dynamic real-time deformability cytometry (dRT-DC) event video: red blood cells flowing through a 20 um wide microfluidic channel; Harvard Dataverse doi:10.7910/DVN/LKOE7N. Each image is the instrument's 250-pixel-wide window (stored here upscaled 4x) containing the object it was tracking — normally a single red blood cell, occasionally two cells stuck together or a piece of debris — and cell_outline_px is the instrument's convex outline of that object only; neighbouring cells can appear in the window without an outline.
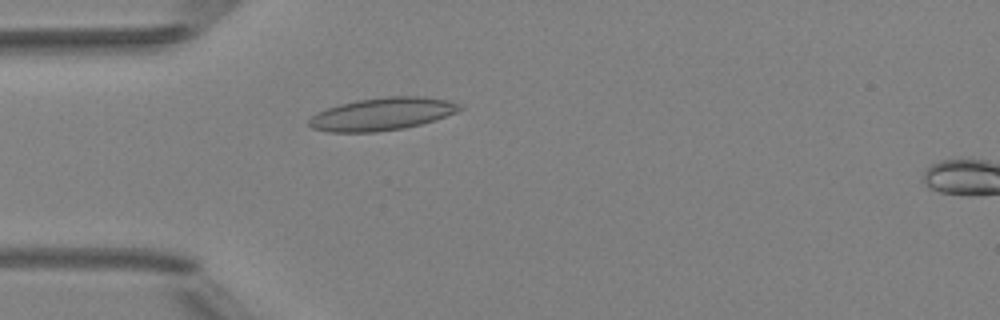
{"species": "Egyptian fruit bat (a non-hibernating species)", "species_latin": "Rousettus aegyptiacus", "temperature_condition": "room temperature", "stored_images_in_passage": 5, "segment_of_instrument_passage": [1, 2], "camera_frame_rate_fps": 3000, "um_per_image_px": 0.085, "animal": {"sex": "female"}, "frame": {"image": 1, "passage_image": 4, "time_ms": 3.333, "image_size_px": [1000, 320], "cell_outline_px": [[464, 108], [456, 112], [436, 120], [404, 128], [376, 132], [328, 132], [312, 128], [308, 124], [308, 120], [316, 112], [340, 104], [356, 100], [388, 96], [424, 96], [448, 100], [464, 104]], "centroid_in_image_um": [32.52, 9.68], "position_along_channel_um": 52.5, "area_um2": 28.9}}